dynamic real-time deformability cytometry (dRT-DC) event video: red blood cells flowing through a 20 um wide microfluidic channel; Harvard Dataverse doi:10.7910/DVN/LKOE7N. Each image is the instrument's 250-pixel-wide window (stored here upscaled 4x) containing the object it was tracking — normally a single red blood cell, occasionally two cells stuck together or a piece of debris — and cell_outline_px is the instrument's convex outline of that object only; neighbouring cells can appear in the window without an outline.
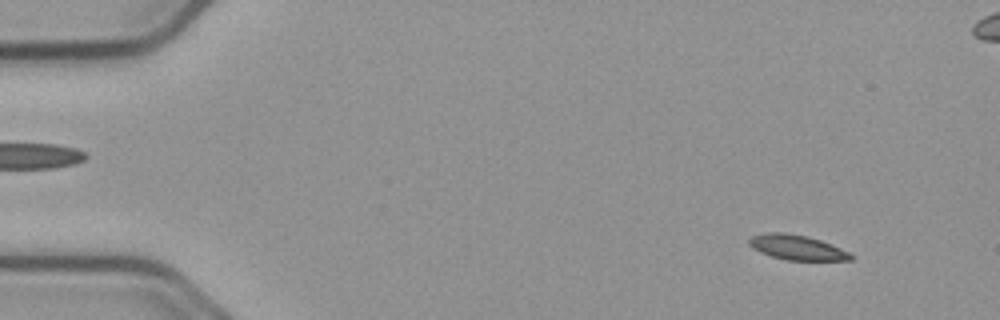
{"species": "common noctule bat (a hibernating species)", "species_latin": "Nyctalus noctula", "temperature_condition": "cold", "stored_images_in_passage": 57, "camera_frame_rate_fps": 3000, "um_per_image_px": 0.085, "animal": {"sex": "male", "body_mass_g": 23.1, "forearm_length_mm": 52.7}, "frame": {"image": 1, "passage_image": 5, "time_ms": 1.333, "image_size_px": [1000, 320], "cell_outline_px": [[852, 260], [788, 260], [772, 256], [760, 252], [752, 248], [748, 244], [748, 240], [752, 236], [768, 232], [780, 232], [808, 236], [820, 240], [840, 248], [848, 252], [852, 256]], "centroid_in_image_um": [67.7, 21.02], "position_along_channel_um": 17.3, "area_um2": 14.57}}
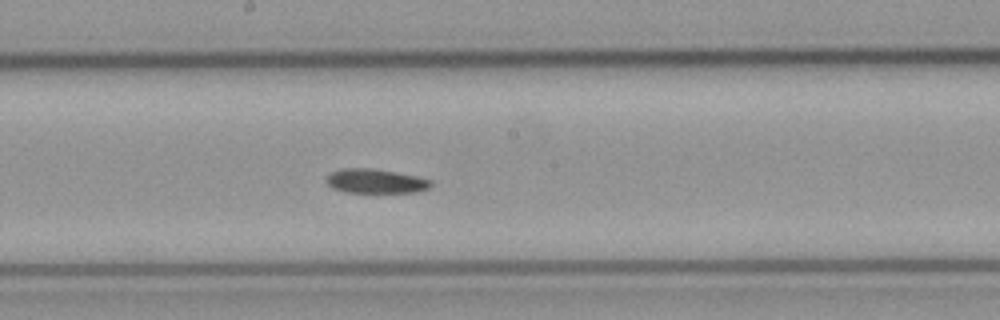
{"frame": {"image": 2, "passage_image": 30, "time_ms": 9.667, "image_size_px": [1000, 320], "cell_outline_px": [[432, 184], [428, 188], [416, 192], [344, 192], [332, 188], [324, 180], [332, 172], [344, 168], [368, 168], [396, 172], [416, 176], [432, 180]], "centroid_in_image_um": [31.91, 15.4], "position_along_channel_um": 216.3, "area_um2": 14.68}}
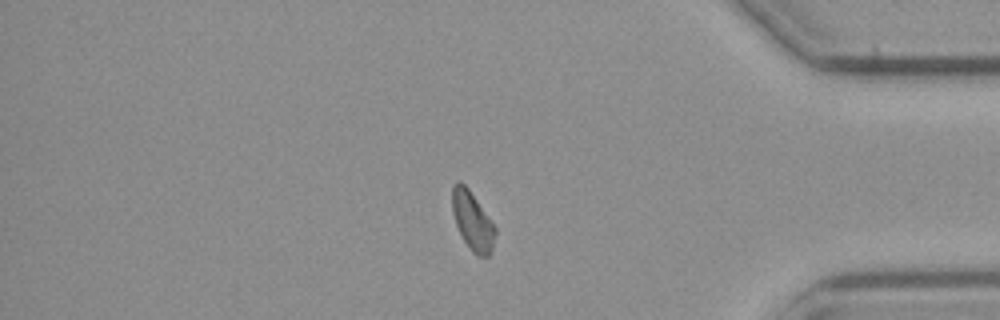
{"frame": {"image": 3, "passage_image": 47, "time_ms": 15.333, "image_size_px": [1000, 320], "cell_outline_px": [[496, 232], [492, 252], [488, 256], [476, 256], [472, 252], [464, 240], [456, 224], [452, 212], [452, 184], [456, 180], [460, 180], [468, 188], [496, 228]], "centroid_in_image_um": [40.15, 18.77], "position_along_channel_um": 395.1, "area_um2": 14.62}}